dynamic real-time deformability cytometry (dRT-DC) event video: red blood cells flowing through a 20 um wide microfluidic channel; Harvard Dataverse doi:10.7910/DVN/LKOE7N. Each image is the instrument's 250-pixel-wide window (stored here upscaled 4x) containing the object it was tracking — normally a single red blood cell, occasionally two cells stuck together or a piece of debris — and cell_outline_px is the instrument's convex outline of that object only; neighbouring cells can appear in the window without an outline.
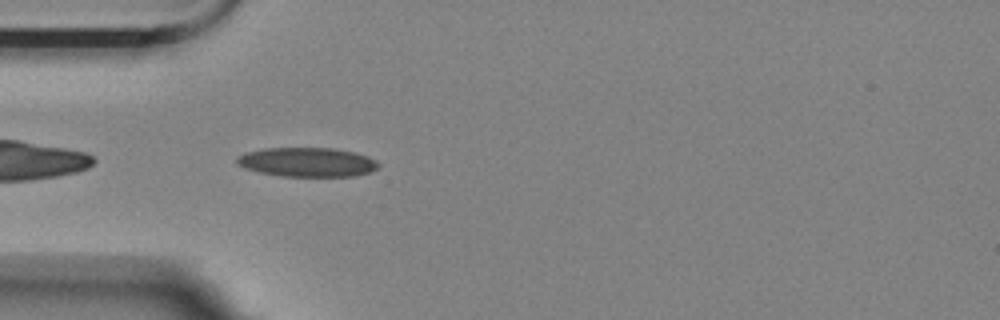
{"species": "Egyptian fruit bat (a non-hibernating species)", "species_latin": "Rousettus aegyptiacus", "temperature_condition": "room temperature", "stored_images_in_passage": 41, "camera_frame_rate_fps": 3000, "um_per_image_px": 0.085, "animal": {"sex": "female"}, "frame": {"image": 1, "passage_image": 2, "time_ms": 0.333, "image_size_px": [1000, 320], "cell_outline_px": [[380, 164], [376, 168], [368, 172], [356, 176], [280, 176], [260, 172], [244, 168], [236, 164], [236, 156], [244, 152], [264, 148], [332, 148], [356, 152], [368, 156], [376, 160]], "centroid_in_image_um": [26.08, 13.77], "position_along_channel_um": 58.9, "area_um2": 24.28}}
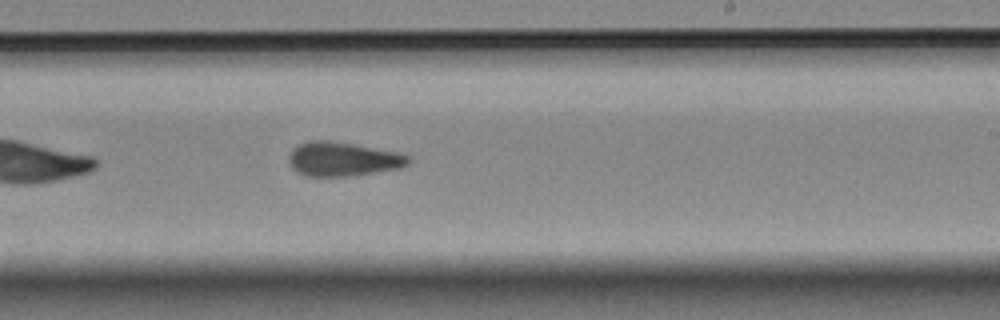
{"frame": {"image": 2, "passage_image": 19, "time_ms": 6.0, "image_size_px": [1000, 320], "cell_outline_px": [[412, 160], [408, 164], [400, 168], [348, 176], [304, 176], [296, 172], [292, 168], [288, 160], [288, 156], [292, 148], [308, 140], [328, 140], [352, 144], [396, 152], [408, 156]], "centroid_in_image_um": [29.08, 13.52], "position_along_channel_um": 259.9, "area_um2": 23.7}}
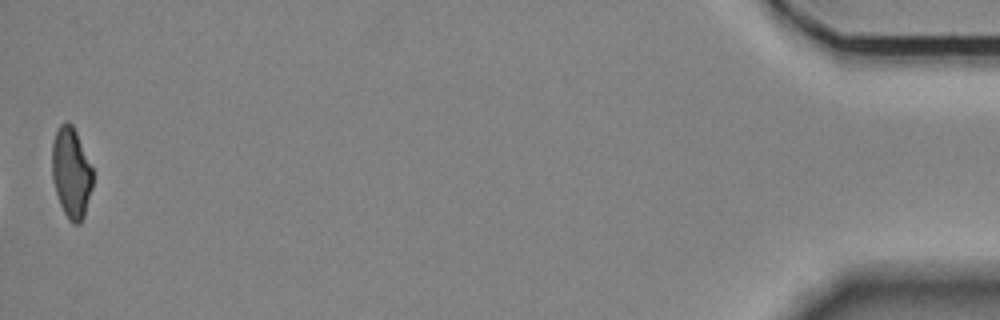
{"frame": {"image": 3, "passage_image": 41, "time_ms": 13.333, "image_size_px": [1000, 320], "cell_outline_px": [[92, 188], [84, 216], [80, 224], [72, 224], [68, 220], [60, 204], [52, 180], [52, 144], [56, 132], [60, 124], [64, 120], [68, 120], [72, 124], [76, 132], [92, 168]], "centroid_in_image_um": [6.04, 14.69], "position_along_channel_um": 429.2, "area_um2": 21.5}, "authors_computed_cell_mechanics": {"area_um2": 23.698, "velocity_mm_per_s": 3.5729, "shape_relaxation_time_tau1_ms": null, "shape_relaxation_time_tau2_ms": 3.8254, "deformation_change_tau1": null, "deformation_change_tau2": 0.1261}}